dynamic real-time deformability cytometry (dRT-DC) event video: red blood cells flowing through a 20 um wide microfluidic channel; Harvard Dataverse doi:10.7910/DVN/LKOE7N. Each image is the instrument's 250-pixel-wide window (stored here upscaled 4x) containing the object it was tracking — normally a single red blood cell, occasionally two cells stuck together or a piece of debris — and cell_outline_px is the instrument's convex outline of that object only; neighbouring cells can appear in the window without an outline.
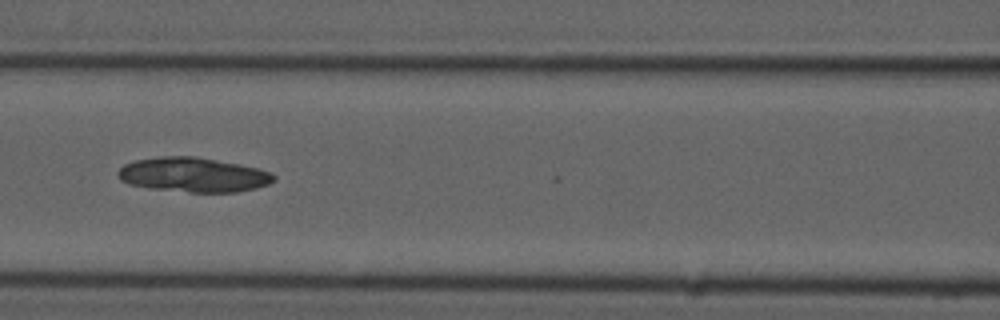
{"species": "common noctule bat (a hibernating species)", "species_latin": "Nyctalus noctula", "temperature_condition": "cold", "stored_images_in_passage": 7, "camera_frame_rate_fps": 3000, "um_per_image_px": 0.085, "animal": {"sex": "male", "forearm_length_mm": 52.5}, "frame": {"image": 1, "passage_image": 6, "time_ms": 6.667, "image_size_px": [1000, 320], "cell_outline_px": [[276, 180], [268, 184], [256, 188], [236, 192], [192, 192], [148, 188], [128, 184], [120, 180], [116, 172], [124, 164], [136, 160], [160, 156], [192, 156], [216, 160], [256, 168], [272, 172], [276, 176]], "centroid_in_image_um": [16.41, 14.86], "position_along_channel_um": 150.2, "area_um2": 31.33}}
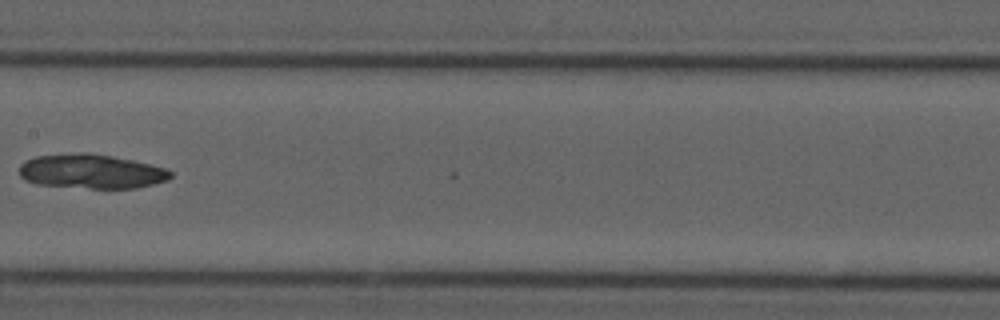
{"frame": {"image": 2, "passage_image": 7, "time_ms": 8.0, "image_size_px": [1000, 320], "cell_outline_px": [[172, 176], [168, 180], [136, 188], [88, 188], [36, 184], [24, 180], [20, 176], [20, 164], [24, 160], [36, 156], [80, 152], [88, 152], [112, 156], [132, 160], [164, 168], [172, 172]], "centroid_in_image_um": [7.72, 14.56], "position_along_channel_um": 199.7, "area_um2": 30.29}}